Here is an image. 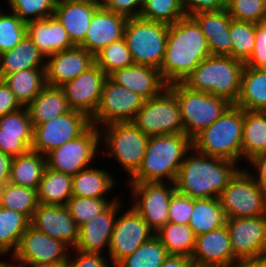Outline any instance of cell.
Segmentation results:
<instances>
[{"label": "cell", "instance_id": "15", "mask_svg": "<svg viewBox=\"0 0 266 267\" xmlns=\"http://www.w3.org/2000/svg\"><path fill=\"white\" fill-rule=\"evenodd\" d=\"M122 213L116 218L107 253L114 267L155 235L131 206Z\"/></svg>", "mask_w": 266, "mask_h": 267}, {"label": "cell", "instance_id": "26", "mask_svg": "<svg viewBox=\"0 0 266 267\" xmlns=\"http://www.w3.org/2000/svg\"><path fill=\"white\" fill-rule=\"evenodd\" d=\"M205 35L211 55L232 57L231 16L227 9L204 11L192 15Z\"/></svg>", "mask_w": 266, "mask_h": 267}, {"label": "cell", "instance_id": "14", "mask_svg": "<svg viewBox=\"0 0 266 267\" xmlns=\"http://www.w3.org/2000/svg\"><path fill=\"white\" fill-rule=\"evenodd\" d=\"M90 125L91 121L85 114L70 109L63 115L33 127L30 150L46 156L81 135Z\"/></svg>", "mask_w": 266, "mask_h": 267}, {"label": "cell", "instance_id": "22", "mask_svg": "<svg viewBox=\"0 0 266 267\" xmlns=\"http://www.w3.org/2000/svg\"><path fill=\"white\" fill-rule=\"evenodd\" d=\"M128 18L99 6L88 28L85 40L79 45L95 56L107 45L124 37Z\"/></svg>", "mask_w": 266, "mask_h": 267}, {"label": "cell", "instance_id": "49", "mask_svg": "<svg viewBox=\"0 0 266 267\" xmlns=\"http://www.w3.org/2000/svg\"><path fill=\"white\" fill-rule=\"evenodd\" d=\"M193 211V198L177 191L171 196L168 222L188 225Z\"/></svg>", "mask_w": 266, "mask_h": 267}, {"label": "cell", "instance_id": "1", "mask_svg": "<svg viewBox=\"0 0 266 267\" xmlns=\"http://www.w3.org/2000/svg\"><path fill=\"white\" fill-rule=\"evenodd\" d=\"M200 25L192 16H185L168 25L164 60L159 72L167 85L184 82L195 68L210 56Z\"/></svg>", "mask_w": 266, "mask_h": 267}, {"label": "cell", "instance_id": "24", "mask_svg": "<svg viewBox=\"0 0 266 267\" xmlns=\"http://www.w3.org/2000/svg\"><path fill=\"white\" fill-rule=\"evenodd\" d=\"M33 125L26 107L0 117V151L12 158L27 153L32 145Z\"/></svg>", "mask_w": 266, "mask_h": 267}, {"label": "cell", "instance_id": "52", "mask_svg": "<svg viewBox=\"0 0 266 267\" xmlns=\"http://www.w3.org/2000/svg\"><path fill=\"white\" fill-rule=\"evenodd\" d=\"M187 16L198 12L217 11L227 7V0H180Z\"/></svg>", "mask_w": 266, "mask_h": 267}, {"label": "cell", "instance_id": "59", "mask_svg": "<svg viewBox=\"0 0 266 267\" xmlns=\"http://www.w3.org/2000/svg\"><path fill=\"white\" fill-rule=\"evenodd\" d=\"M20 267H67V263H35V264H19Z\"/></svg>", "mask_w": 266, "mask_h": 267}, {"label": "cell", "instance_id": "33", "mask_svg": "<svg viewBox=\"0 0 266 267\" xmlns=\"http://www.w3.org/2000/svg\"><path fill=\"white\" fill-rule=\"evenodd\" d=\"M236 107L249 111H266V69L245 66Z\"/></svg>", "mask_w": 266, "mask_h": 267}, {"label": "cell", "instance_id": "44", "mask_svg": "<svg viewBox=\"0 0 266 267\" xmlns=\"http://www.w3.org/2000/svg\"><path fill=\"white\" fill-rule=\"evenodd\" d=\"M118 199L112 198H88L72 196L67 204L69 214L74 219L78 227L92 220L104 212L113 202Z\"/></svg>", "mask_w": 266, "mask_h": 267}, {"label": "cell", "instance_id": "5", "mask_svg": "<svg viewBox=\"0 0 266 267\" xmlns=\"http://www.w3.org/2000/svg\"><path fill=\"white\" fill-rule=\"evenodd\" d=\"M243 109L232 105L209 127L192 139L199 153L232 160L241 164Z\"/></svg>", "mask_w": 266, "mask_h": 267}, {"label": "cell", "instance_id": "17", "mask_svg": "<svg viewBox=\"0 0 266 267\" xmlns=\"http://www.w3.org/2000/svg\"><path fill=\"white\" fill-rule=\"evenodd\" d=\"M69 249L64 242L53 239L30 225L11 256L19 264L68 263Z\"/></svg>", "mask_w": 266, "mask_h": 267}, {"label": "cell", "instance_id": "20", "mask_svg": "<svg viewBox=\"0 0 266 267\" xmlns=\"http://www.w3.org/2000/svg\"><path fill=\"white\" fill-rule=\"evenodd\" d=\"M36 230L75 248L79 239V227L66 206L39 204L30 220Z\"/></svg>", "mask_w": 266, "mask_h": 267}, {"label": "cell", "instance_id": "30", "mask_svg": "<svg viewBox=\"0 0 266 267\" xmlns=\"http://www.w3.org/2000/svg\"><path fill=\"white\" fill-rule=\"evenodd\" d=\"M33 127L67 113L70 108L61 87L46 85L26 106Z\"/></svg>", "mask_w": 266, "mask_h": 267}, {"label": "cell", "instance_id": "6", "mask_svg": "<svg viewBox=\"0 0 266 267\" xmlns=\"http://www.w3.org/2000/svg\"><path fill=\"white\" fill-rule=\"evenodd\" d=\"M167 87L177 97L184 134L191 140L233 105L225 98L192 90L183 82L173 83Z\"/></svg>", "mask_w": 266, "mask_h": 267}, {"label": "cell", "instance_id": "60", "mask_svg": "<svg viewBox=\"0 0 266 267\" xmlns=\"http://www.w3.org/2000/svg\"><path fill=\"white\" fill-rule=\"evenodd\" d=\"M0 267H20V265L18 262H16V264H14V263L9 264L6 261L5 262L0 261Z\"/></svg>", "mask_w": 266, "mask_h": 267}, {"label": "cell", "instance_id": "58", "mask_svg": "<svg viewBox=\"0 0 266 267\" xmlns=\"http://www.w3.org/2000/svg\"><path fill=\"white\" fill-rule=\"evenodd\" d=\"M234 267H266V256L239 260Z\"/></svg>", "mask_w": 266, "mask_h": 267}, {"label": "cell", "instance_id": "13", "mask_svg": "<svg viewBox=\"0 0 266 267\" xmlns=\"http://www.w3.org/2000/svg\"><path fill=\"white\" fill-rule=\"evenodd\" d=\"M143 103L144 99L133 90L107 77L91 124L100 128L111 123L132 122Z\"/></svg>", "mask_w": 266, "mask_h": 267}, {"label": "cell", "instance_id": "48", "mask_svg": "<svg viewBox=\"0 0 266 267\" xmlns=\"http://www.w3.org/2000/svg\"><path fill=\"white\" fill-rule=\"evenodd\" d=\"M226 9L234 20L256 24L266 21V0H227Z\"/></svg>", "mask_w": 266, "mask_h": 267}, {"label": "cell", "instance_id": "8", "mask_svg": "<svg viewBox=\"0 0 266 267\" xmlns=\"http://www.w3.org/2000/svg\"><path fill=\"white\" fill-rule=\"evenodd\" d=\"M167 35L168 25L134 17L128 18L123 38L134 64L159 69L165 56Z\"/></svg>", "mask_w": 266, "mask_h": 267}, {"label": "cell", "instance_id": "53", "mask_svg": "<svg viewBox=\"0 0 266 267\" xmlns=\"http://www.w3.org/2000/svg\"><path fill=\"white\" fill-rule=\"evenodd\" d=\"M103 6L127 18H134L139 17L142 0H106Z\"/></svg>", "mask_w": 266, "mask_h": 267}, {"label": "cell", "instance_id": "61", "mask_svg": "<svg viewBox=\"0 0 266 267\" xmlns=\"http://www.w3.org/2000/svg\"><path fill=\"white\" fill-rule=\"evenodd\" d=\"M79 1L92 2V3H95L99 6H103L106 0H79Z\"/></svg>", "mask_w": 266, "mask_h": 267}, {"label": "cell", "instance_id": "29", "mask_svg": "<svg viewBox=\"0 0 266 267\" xmlns=\"http://www.w3.org/2000/svg\"><path fill=\"white\" fill-rule=\"evenodd\" d=\"M46 57L26 35L13 49L0 54V80L21 70L45 68Z\"/></svg>", "mask_w": 266, "mask_h": 267}, {"label": "cell", "instance_id": "42", "mask_svg": "<svg viewBox=\"0 0 266 267\" xmlns=\"http://www.w3.org/2000/svg\"><path fill=\"white\" fill-rule=\"evenodd\" d=\"M185 16L180 0H142L139 14L142 19L166 25H171Z\"/></svg>", "mask_w": 266, "mask_h": 267}, {"label": "cell", "instance_id": "39", "mask_svg": "<svg viewBox=\"0 0 266 267\" xmlns=\"http://www.w3.org/2000/svg\"><path fill=\"white\" fill-rule=\"evenodd\" d=\"M30 226V219L21 212L0 206V254L17 250L21 236Z\"/></svg>", "mask_w": 266, "mask_h": 267}, {"label": "cell", "instance_id": "36", "mask_svg": "<svg viewBox=\"0 0 266 267\" xmlns=\"http://www.w3.org/2000/svg\"><path fill=\"white\" fill-rule=\"evenodd\" d=\"M3 81L16 100L26 107L46 86L45 68H32L7 75Z\"/></svg>", "mask_w": 266, "mask_h": 267}, {"label": "cell", "instance_id": "23", "mask_svg": "<svg viewBox=\"0 0 266 267\" xmlns=\"http://www.w3.org/2000/svg\"><path fill=\"white\" fill-rule=\"evenodd\" d=\"M120 200L113 202L100 215L79 227V239L74 249L104 254V248H106L105 251L108 253L111 235L117 218L116 215L121 213L119 211L124 208L123 202Z\"/></svg>", "mask_w": 266, "mask_h": 267}, {"label": "cell", "instance_id": "7", "mask_svg": "<svg viewBox=\"0 0 266 267\" xmlns=\"http://www.w3.org/2000/svg\"><path fill=\"white\" fill-rule=\"evenodd\" d=\"M103 156L114 158L129 179L140 168L149 137L133 122H117L99 128ZM109 155V156H108Z\"/></svg>", "mask_w": 266, "mask_h": 267}, {"label": "cell", "instance_id": "12", "mask_svg": "<svg viewBox=\"0 0 266 267\" xmlns=\"http://www.w3.org/2000/svg\"><path fill=\"white\" fill-rule=\"evenodd\" d=\"M130 205L157 232L169 218L168 210L171 196L176 191L172 182L129 183ZM134 199V200H133Z\"/></svg>", "mask_w": 266, "mask_h": 267}, {"label": "cell", "instance_id": "47", "mask_svg": "<svg viewBox=\"0 0 266 267\" xmlns=\"http://www.w3.org/2000/svg\"><path fill=\"white\" fill-rule=\"evenodd\" d=\"M10 10L26 24L54 14L57 0H6Z\"/></svg>", "mask_w": 266, "mask_h": 267}, {"label": "cell", "instance_id": "55", "mask_svg": "<svg viewBox=\"0 0 266 267\" xmlns=\"http://www.w3.org/2000/svg\"><path fill=\"white\" fill-rule=\"evenodd\" d=\"M247 165L250 166L246 169L252 174L257 185L266 193V153L253 157L247 162ZM250 169L253 170L250 171Z\"/></svg>", "mask_w": 266, "mask_h": 267}, {"label": "cell", "instance_id": "43", "mask_svg": "<svg viewBox=\"0 0 266 267\" xmlns=\"http://www.w3.org/2000/svg\"><path fill=\"white\" fill-rule=\"evenodd\" d=\"M256 23L231 20L230 37L232 42V57L246 62L255 47Z\"/></svg>", "mask_w": 266, "mask_h": 267}, {"label": "cell", "instance_id": "3", "mask_svg": "<svg viewBox=\"0 0 266 267\" xmlns=\"http://www.w3.org/2000/svg\"><path fill=\"white\" fill-rule=\"evenodd\" d=\"M191 148L192 140L184 133L149 137L142 164L128 182L174 183L185 155Z\"/></svg>", "mask_w": 266, "mask_h": 267}, {"label": "cell", "instance_id": "38", "mask_svg": "<svg viewBox=\"0 0 266 267\" xmlns=\"http://www.w3.org/2000/svg\"><path fill=\"white\" fill-rule=\"evenodd\" d=\"M155 236L166 248L168 255L191 257L196 242V235L186 224L167 222Z\"/></svg>", "mask_w": 266, "mask_h": 267}, {"label": "cell", "instance_id": "34", "mask_svg": "<svg viewBox=\"0 0 266 267\" xmlns=\"http://www.w3.org/2000/svg\"><path fill=\"white\" fill-rule=\"evenodd\" d=\"M45 168L46 156L29 150L12 159L9 182L38 189Z\"/></svg>", "mask_w": 266, "mask_h": 267}, {"label": "cell", "instance_id": "28", "mask_svg": "<svg viewBox=\"0 0 266 267\" xmlns=\"http://www.w3.org/2000/svg\"><path fill=\"white\" fill-rule=\"evenodd\" d=\"M27 35L46 58L75 46L62 23L54 15L28 22Z\"/></svg>", "mask_w": 266, "mask_h": 267}, {"label": "cell", "instance_id": "50", "mask_svg": "<svg viewBox=\"0 0 266 267\" xmlns=\"http://www.w3.org/2000/svg\"><path fill=\"white\" fill-rule=\"evenodd\" d=\"M245 66L266 69V21L256 24L255 47Z\"/></svg>", "mask_w": 266, "mask_h": 267}, {"label": "cell", "instance_id": "16", "mask_svg": "<svg viewBox=\"0 0 266 267\" xmlns=\"http://www.w3.org/2000/svg\"><path fill=\"white\" fill-rule=\"evenodd\" d=\"M234 256L238 260L266 256V215L226 218Z\"/></svg>", "mask_w": 266, "mask_h": 267}, {"label": "cell", "instance_id": "45", "mask_svg": "<svg viewBox=\"0 0 266 267\" xmlns=\"http://www.w3.org/2000/svg\"><path fill=\"white\" fill-rule=\"evenodd\" d=\"M95 63L107 74L134 64L124 38L103 48L95 56Z\"/></svg>", "mask_w": 266, "mask_h": 267}, {"label": "cell", "instance_id": "32", "mask_svg": "<svg viewBox=\"0 0 266 267\" xmlns=\"http://www.w3.org/2000/svg\"><path fill=\"white\" fill-rule=\"evenodd\" d=\"M266 153V111L243 110L241 161ZM246 160V161H245Z\"/></svg>", "mask_w": 266, "mask_h": 267}, {"label": "cell", "instance_id": "40", "mask_svg": "<svg viewBox=\"0 0 266 267\" xmlns=\"http://www.w3.org/2000/svg\"><path fill=\"white\" fill-rule=\"evenodd\" d=\"M0 206L21 212L31 220L39 206L37 189L8 182L0 187Z\"/></svg>", "mask_w": 266, "mask_h": 267}, {"label": "cell", "instance_id": "18", "mask_svg": "<svg viewBox=\"0 0 266 267\" xmlns=\"http://www.w3.org/2000/svg\"><path fill=\"white\" fill-rule=\"evenodd\" d=\"M107 77L108 75L94 63L75 79L61 86L69 108L91 119L96 112Z\"/></svg>", "mask_w": 266, "mask_h": 267}, {"label": "cell", "instance_id": "56", "mask_svg": "<svg viewBox=\"0 0 266 267\" xmlns=\"http://www.w3.org/2000/svg\"><path fill=\"white\" fill-rule=\"evenodd\" d=\"M159 267H195L191 257L168 255Z\"/></svg>", "mask_w": 266, "mask_h": 267}, {"label": "cell", "instance_id": "46", "mask_svg": "<svg viewBox=\"0 0 266 267\" xmlns=\"http://www.w3.org/2000/svg\"><path fill=\"white\" fill-rule=\"evenodd\" d=\"M27 35V24L14 12L0 9V54L13 49Z\"/></svg>", "mask_w": 266, "mask_h": 267}, {"label": "cell", "instance_id": "31", "mask_svg": "<svg viewBox=\"0 0 266 267\" xmlns=\"http://www.w3.org/2000/svg\"><path fill=\"white\" fill-rule=\"evenodd\" d=\"M106 170L108 169L91 166L72 176L73 196L107 198L108 193L116 187V178L111 171Z\"/></svg>", "mask_w": 266, "mask_h": 267}, {"label": "cell", "instance_id": "51", "mask_svg": "<svg viewBox=\"0 0 266 267\" xmlns=\"http://www.w3.org/2000/svg\"><path fill=\"white\" fill-rule=\"evenodd\" d=\"M74 252H73V251ZM76 253L71 255V253ZM105 254L83 252L77 249H70L67 267H114L110 259Z\"/></svg>", "mask_w": 266, "mask_h": 267}, {"label": "cell", "instance_id": "27", "mask_svg": "<svg viewBox=\"0 0 266 267\" xmlns=\"http://www.w3.org/2000/svg\"><path fill=\"white\" fill-rule=\"evenodd\" d=\"M99 5L79 0H57L54 16L66 29L70 40L79 46L88 32L93 14Z\"/></svg>", "mask_w": 266, "mask_h": 267}, {"label": "cell", "instance_id": "19", "mask_svg": "<svg viewBox=\"0 0 266 267\" xmlns=\"http://www.w3.org/2000/svg\"><path fill=\"white\" fill-rule=\"evenodd\" d=\"M191 258L195 267H234L239 261L233 254L225 225L196 236Z\"/></svg>", "mask_w": 266, "mask_h": 267}, {"label": "cell", "instance_id": "11", "mask_svg": "<svg viewBox=\"0 0 266 267\" xmlns=\"http://www.w3.org/2000/svg\"><path fill=\"white\" fill-rule=\"evenodd\" d=\"M100 145L99 128L91 124L81 135L49 152L46 155V166L74 176L90 167L95 155L101 152Z\"/></svg>", "mask_w": 266, "mask_h": 267}, {"label": "cell", "instance_id": "35", "mask_svg": "<svg viewBox=\"0 0 266 267\" xmlns=\"http://www.w3.org/2000/svg\"><path fill=\"white\" fill-rule=\"evenodd\" d=\"M37 193L39 204L65 206L73 196L72 176L46 166Z\"/></svg>", "mask_w": 266, "mask_h": 267}, {"label": "cell", "instance_id": "57", "mask_svg": "<svg viewBox=\"0 0 266 267\" xmlns=\"http://www.w3.org/2000/svg\"><path fill=\"white\" fill-rule=\"evenodd\" d=\"M12 159L0 151V187L9 182Z\"/></svg>", "mask_w": 266, "mask_h": 267}, {"label": "cell", "instance_id": "4", "mask_svg": "<svg viewBox=\"0 0 266 267\" xmlns=\"http://www.w3.org/2000/svg\"><path fill=\"white\" fill-rule=\"evenodd\" d=\"M245 63L229 56L210 55L184 80L190 89L236 103Z\"/></svg>", "mask_w": 266, "mask_h": 267}, {"label": "cell", "instance_id": "54", "mask_svg": "<svg viewBox=\"0 0 266 267\" xmlns=\"http://www.w3.org/2000/svg\"><path fill=\"white\" fill-rule=\"evenodd\" d=\"M22 108L9 86L0 80V117Z\"/></svg>", "mask_w": 266, "mask_h": 267}, {"label": "cell", "instance_id": "25", "mask_svg": "<svg viewBox=\"0 0 266 267\" xmlns=\"http://www.w3.org/2000/svg\"><path fill=\"white\" fill-rule=\"evenodd\" d=\"M108 77L113 82L133 90L144 100L158 96L168 86L159 69L148 65L133 64L113 71Z\"/></svg>", "mask_w": 266, "mask_h": 267}, {"label": "cell", "instance_id": "41", "mask_svg": "<svg viewBox=\"0 0 266 267\" xmlns=\"http://www.w3.org/2000/svg\"><path fill=\"white\" fill-rule=\"evenodd\" d=\"M167 257L166 248L154 235L115 267H159Z\"/></svg>", "mask_w": 266, "mask_h": 267}, {"label": "cell", "instance_id": "21", "mask_svg": "<svg viewBox=\"0 0 266 267\" xmlns=\"http://www.w3.org/2000/svg\"><path fill=\"white\" fill-rule=\"evenodd\" d=\"M94 63V56L81 46L56 52L46 58V85L61 87Z\"/></svg>", "mask_w": 266, "mask_h": 267}, {"label": "cell", "instance_id": "10", "mask_svg": "<svg viewBox=\"0 0 266 267\" xmlns=\"http://www.w3.org/2000/svg\"><path fill=\"white\" fill-rule=\"evenodd\" d=\"M132 122L148 137L184 133L177 97L168 87L158 96L144 100Z\"/></svg>", "mask_w": 266, "mask_h": 267}, {"label": "cell", "instance_id": "2", "mask_svg": "<svg viewBox=\"0 0 266 267\" xmlns=\"http://www.w3.org/2000/svg\"><path fill=\"white\" fill-rule=\"evenodd\" d=\"M240 168L232 160L208 156L192 147L175 179L176 191L193 199L219 198Z\"/></svg>", "mask_w": 266, "mask_h": 267}, {"label": "cell", "instance_id": "37", "mask_svg": "<svg viewBox=\"0 0 266 267\" xmlns=\"http://www.w3.org/2000/svg\"><path fill=\"white\" fill-rule=\"evenodd\" d=\"M225 221L219 198L193 199V211L188 225L196 236L224 226Z\"/></svg>", "mask_w": 266, "mask_h": 267}, {"label": "cell", "instance_id": "9", "mask_svg": "<svg viewBox=\"0 0 266 267\" xmlns=\"http://www.w3.org/2000/svg\"><path fill=\"white\" fill-rule=\"evenodd\" d=\"M242 165L219 196L226 218L266 215V193Z\"/></svg>", "mask_w": 266, "mask_h": 267}]
</instances>
